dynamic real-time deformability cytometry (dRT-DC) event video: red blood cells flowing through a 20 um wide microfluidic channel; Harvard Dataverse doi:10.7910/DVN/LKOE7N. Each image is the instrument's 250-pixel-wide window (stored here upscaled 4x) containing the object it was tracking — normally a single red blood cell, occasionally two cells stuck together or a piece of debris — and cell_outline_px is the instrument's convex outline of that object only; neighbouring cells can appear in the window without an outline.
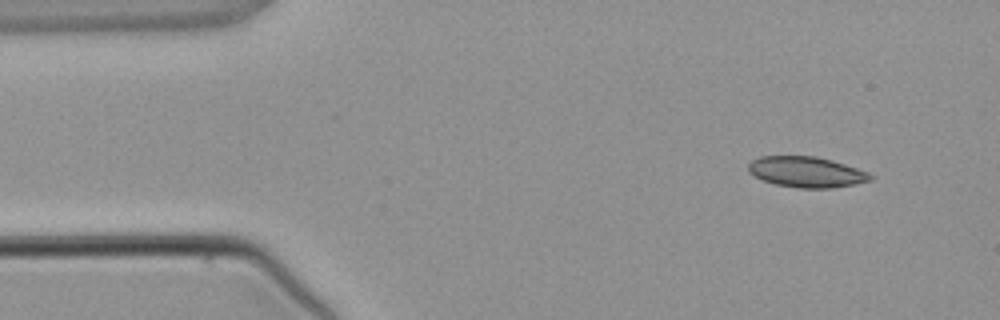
{"species": "common noctule bat (a hibernating species)", "species_latin": "Nyctalus noctula", "temperature_condition": "warm", "stored_images_in_passage": 3, "camera_frame_rate_fps": 3000, "um_per_image_px": 0.085, "animal": {"sex": "male", "body_mass_g": 21.5, "forearm_length_mm": 52.0}, "frame": {"image": 1, "passage_image": 1, "time_ms": 0.0, "image_size_px": [1000, 320], "cell_outline_px": [[872, 180], [832, 188], [800, 188], [776, 184], [764, 180], [748, 172], [748, 164], [752, 160], [760, 156], [816, 156], [832, 160], [868, 172], [872, 176]], "centroid_in_image_um": [68.53, 14.61], "position_along_channel_um": 16.5, "area_um2": 21.62}}
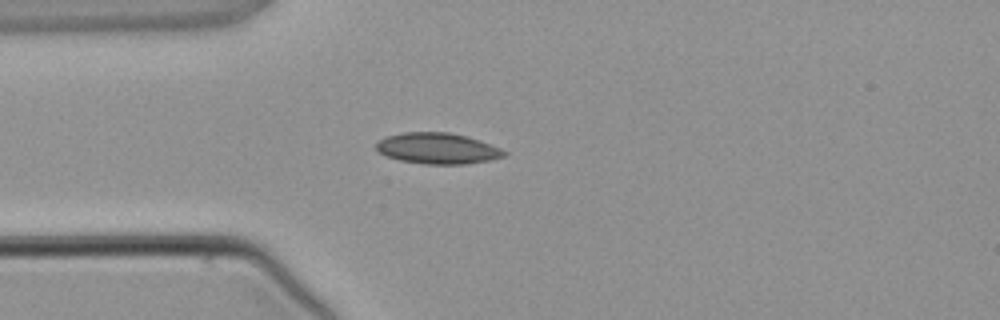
{"frame": {"image": 2, "passage_image": 3, "time_ms": 2.333, "image_size_px": [1000, 320], "cell_outline_px": [[508, 152], [504, 156], [492, 160], [464, 164], [424, 164], [400, 160], [388, 156], [380, 152], [376, 148], [376, 144], [380, 140], [388, 136], [404, 132], [448, 132], [480, 140], [500, 148]], "centroid_in_image_um": [37.23, 12.62], "position_along_channel_um": 47.8, "area_um2": 22.89}}